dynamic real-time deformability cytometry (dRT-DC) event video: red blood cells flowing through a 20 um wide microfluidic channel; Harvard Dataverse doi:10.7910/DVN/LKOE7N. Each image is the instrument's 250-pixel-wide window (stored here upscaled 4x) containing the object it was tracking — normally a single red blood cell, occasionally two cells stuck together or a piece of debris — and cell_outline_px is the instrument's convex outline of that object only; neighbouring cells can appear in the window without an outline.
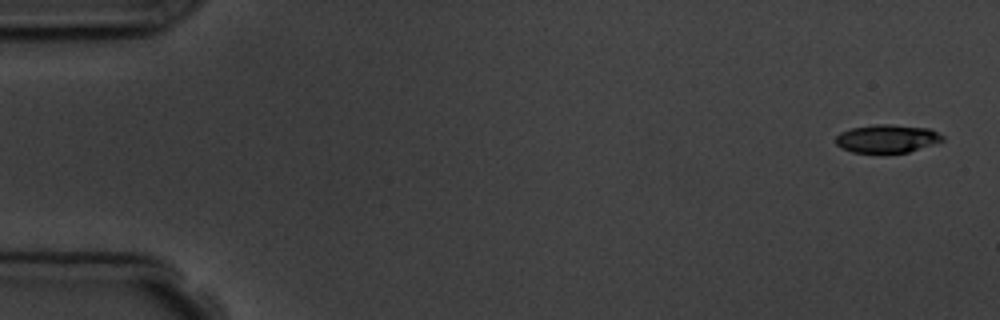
{"species": "common noctule bat (a hibernating species)", "species_latin": "Nyctalus noctula", "temperature_condition": "room temperature", "stored_images_in_passage": 5, "camera_frame_rate_fps": 3000, "um_per_image_px": 0.085, "animal": {"sex": "male", "body_mass_g": 19.5, "forearm_length_mm": 54.6}, "frame": {"image": 1, "passage_image": 1, "time_ms": 0.0, "image_size_px": [1000, 320], "cell_outline_px": [[944, 140], [908, 152], [852, 152], [840, 148], [836, 144], [836, 136], [840, 132], [852, 128], [876, 124], [892, 124], [928, 128], [944, 136]], "centroid_in_image_um": [75.37, 11.77], "position_along_channel_um": 9.6, "area_um2": 17.34}}
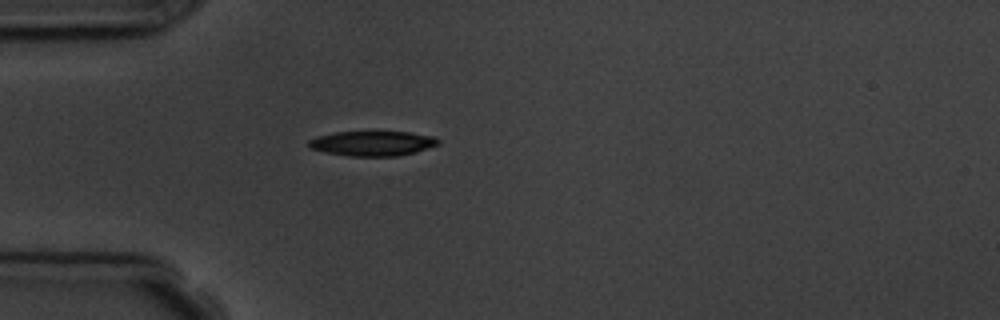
{"frame": {"image": 2, "passage_image": 5, "time_ms": 4.667, "image_size_px": [1000, 320], "cell_outline_px": [[440, 144], [416, 152], [396, 156], [352, 156], [324, 152], [312, 148], [308, 144], [308, 140], [316, 136], [336, 132], [408, 132], [436, 136], [440, 140]], "centroid_in_image_um": [31.7, 12.18], "position_along_channel_um": 53.3, "area_um2": 18.79}}